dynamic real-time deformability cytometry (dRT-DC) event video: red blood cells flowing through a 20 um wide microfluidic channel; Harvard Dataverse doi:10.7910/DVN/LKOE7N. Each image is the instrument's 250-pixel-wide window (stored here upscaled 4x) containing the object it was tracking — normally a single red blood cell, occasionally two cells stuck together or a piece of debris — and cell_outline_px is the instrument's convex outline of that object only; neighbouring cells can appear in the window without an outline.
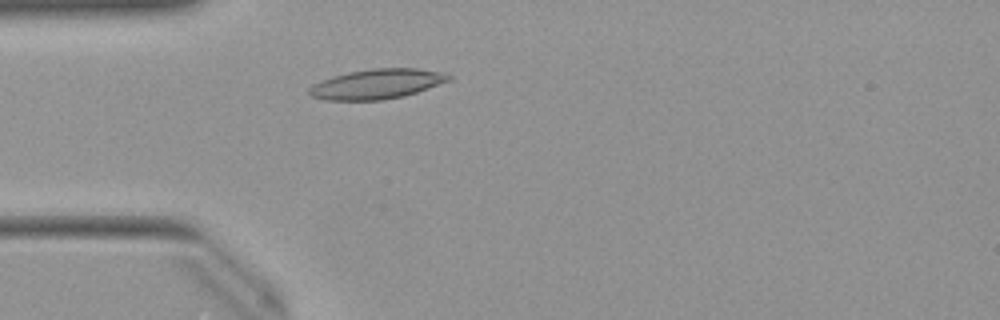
{"species": "Egyptian fruit bat (a non-hibernating species)", "species_latin": "Rousettus aegyptiacus", "temperature_condition": "warm", "stored_images_in_passage": 46, "camera_frame_rate_fps": 3000, "um_per_image_px": 0.085, "animal": {"sex": "female"}, "frame": {"image": 1, "passage_image": 10, "time_ms": 3.0, "image_size_px": [1000, 320], "cell_outline_px": [[452, 80], [404, 96], [384, 100], [328, 100], [312, 96], [308, 92], [308, 88], [312, 84], [332, 76], [348, 72], [372, 68], [416, 68], [440, 72], [452, 76]], "centroid_in_image_um": [32.03, 7.14], "position_along_channel_um": 53.0, "area_um2": 24.28}}
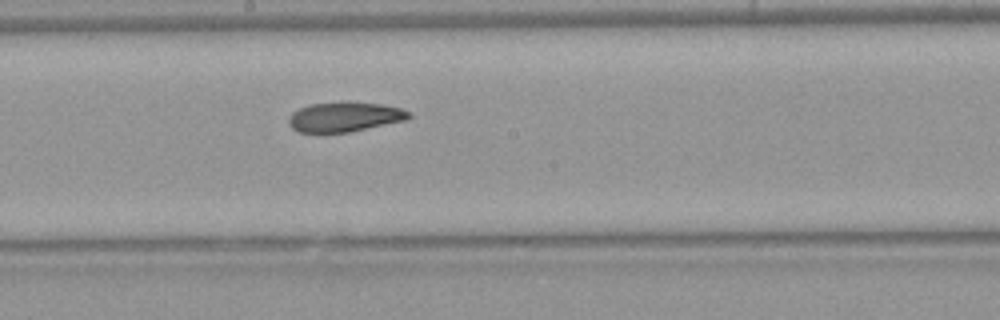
{"frame": {"image": 2, "passage_image": 23, "time_ms": 7.333, "image_size_px": [1000, 320], "cell_outline_px": [[412, 116], [408, 120], [348, 132], [320, 136], [296, 132], [288, 124], [288, 116], [292, 112], [308, 104], [340, 100], [348, 100], [380, 104], [400, 108], [412, 112]], "centroid_in_image_um": [29.22, 9.95], "position_along_channel_um": 219.0, "area_um2": 22.2}}
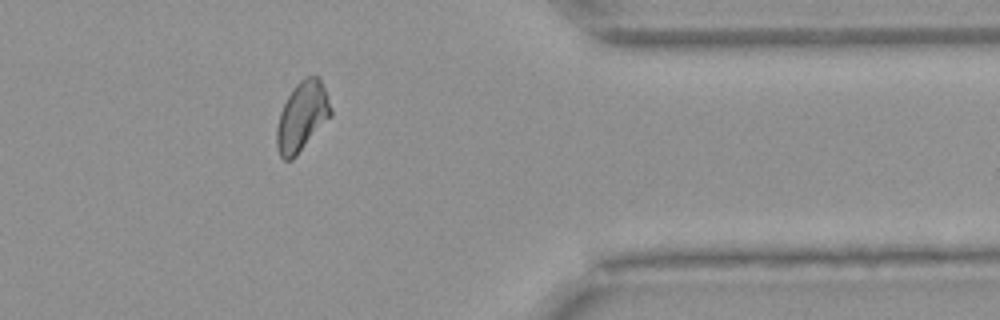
{"frame": {"image": 3, "passage_image": 37, "time_ms": 12.0, "image_size_px": [1000, 320], "cell_outline_px": [[332, 116], [296, 156], [292, 160], [284, 160], [280, 156], [276, 148], [276, 128], [280, 112], [292, 88], [300, 80], [308, 76], [320, 76], [332, 108]], "centroid_in_image_um": [25.68, 9.91], "position_along_channel_um": 385.7, "area_um2": 22.08}, "authors_computed_cell_mechanics": {"area_um2": 22.0796, "velocity_mm_per_s": 3.9871, "shape_relaxation_time_tau1_ms": null, "shape_relaxation_time_tau2_ms": 4.1879, "deformation_change_tau1": null, "deformation_change_tau2": 0.1068}}